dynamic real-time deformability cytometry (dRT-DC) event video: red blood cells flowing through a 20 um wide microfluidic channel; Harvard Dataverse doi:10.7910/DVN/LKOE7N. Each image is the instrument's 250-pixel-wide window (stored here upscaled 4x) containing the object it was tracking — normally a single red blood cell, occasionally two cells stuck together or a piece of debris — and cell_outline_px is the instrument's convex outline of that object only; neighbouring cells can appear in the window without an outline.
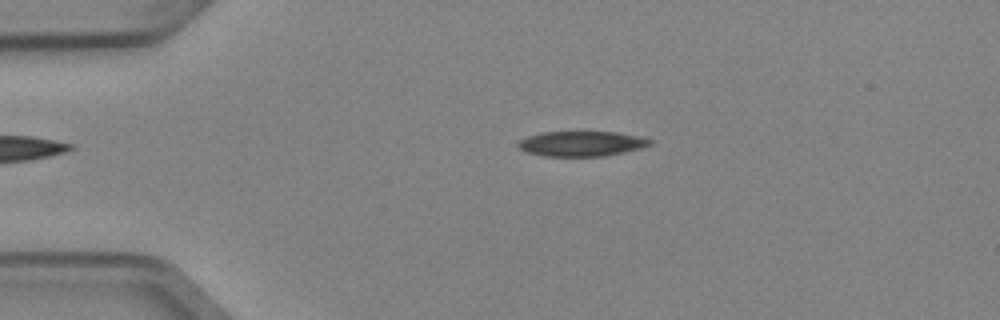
{"species": "Egyptian fruit bat (a non-hibernating species)", "species_latin": "Rousettus aegyptiacus", "temperature_condition": "cold", "stored_images_in_passage": 4, "camera_frame_rate_fps": 3000, "um_per_image_px": 0.085, "animal": {"sex": "female"}, "frame": {"image": 1, "passage_image": 3, "time_ms": 0.667, "image_size_px": [1000, 320], "cell_outline_px": [[656, 140], [652, 144], [640, 148], [624, 152], [604, 156], [544, 156], [528, 152], [520, 148], [516, 144], [520, 140], [528, 136], [540, 132], [616, 132], [640, 136]], "centroid_in_image_um": [49.47, 12.2], "position_along_channel_um": 35.5, "area_um2": 19.31}}